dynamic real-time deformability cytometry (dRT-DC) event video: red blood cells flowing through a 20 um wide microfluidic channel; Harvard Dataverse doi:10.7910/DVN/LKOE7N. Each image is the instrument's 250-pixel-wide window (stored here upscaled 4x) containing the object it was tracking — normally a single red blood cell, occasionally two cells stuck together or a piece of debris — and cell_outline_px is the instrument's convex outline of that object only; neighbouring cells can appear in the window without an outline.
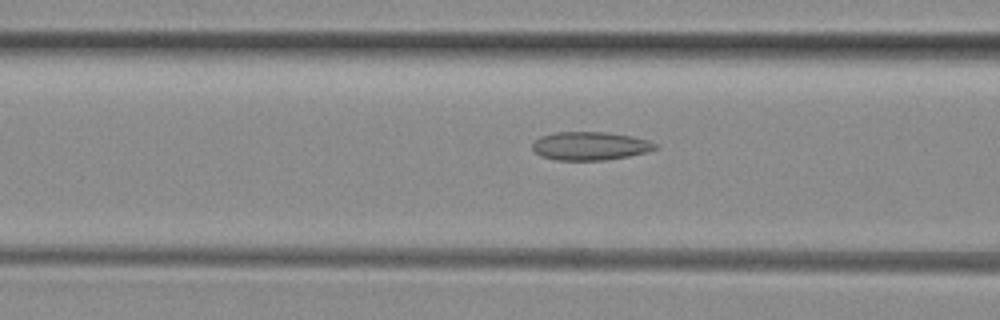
{"species": "common noctule bat (a hibernating species)", "species_latin": "Nyctalus noctula", "temperature_condition": "room temperature", "stored_images_in_passage": 29, "camera_frame_rate_fps": 3000, "um_per_image_px": 0.085, "animal": {"sex": "female", "body_mass_g": 29.2, "forearm_length_mm": 56.3}, "frame": {"image": 1, "passage_image": 11, "time_ms": 3.333, "image_size_px": [1000, 320], "cell_outline_px": [[656, 148], [644, 152], [628, 156], [604, 160], [556, 160], [540, 156], [532, 148], [532, 144], [540, 136], [556, 132], [608, 132], [632, 136], [648, 140], [656, 144]], "centroid_in_image_um": [50.12, 12.4], "position_along_channel_um": 116.5, "area_um2": 20.17}}
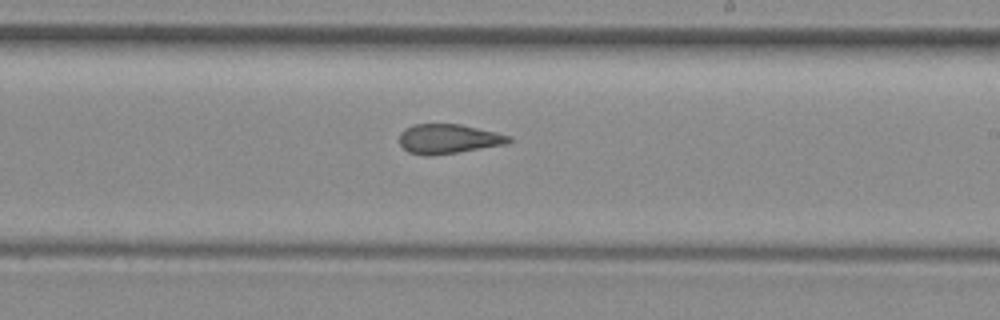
{"frame": {"image": 2, "passage_image": 21, "time_ms": 6.667, "image_size_px": [1000, 320], "cell_outline_px": [[512, 140], [508, 144], [456, 152], [428, 156], [424, 156], [408, 152], [400, 144], [400, 132], [404, 128], [412, 124], [460, 124], [496, 132], [512, 136]], "centroid_in_image_um": [38.11, 11.8], "position_along_channel_um": 250.9, "area_um2": 18.9}}
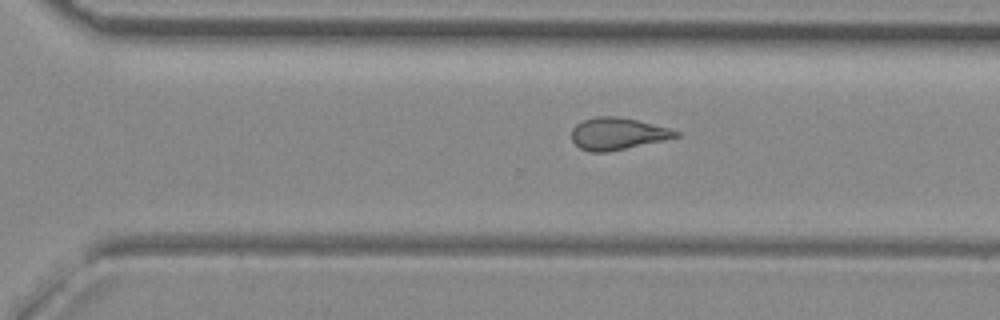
{"frame": {"image": 3, "passage_image": 26, "time_ms": 8.333, "image_size_px": [1000, 320], "cell_outline_px": [[680, 136], [664, 140], [608, 152], [592, 152], [580, 148], [572, 140], [572, 128], [576, 124], [584, 120], [596, 116], [616, 116], [636, 120], [668, 128], [680, 132]], "centroid_in_image_um": [52.48, 11.36], "position_along_channel_um": 318.1, "area_um2": 19.25}}